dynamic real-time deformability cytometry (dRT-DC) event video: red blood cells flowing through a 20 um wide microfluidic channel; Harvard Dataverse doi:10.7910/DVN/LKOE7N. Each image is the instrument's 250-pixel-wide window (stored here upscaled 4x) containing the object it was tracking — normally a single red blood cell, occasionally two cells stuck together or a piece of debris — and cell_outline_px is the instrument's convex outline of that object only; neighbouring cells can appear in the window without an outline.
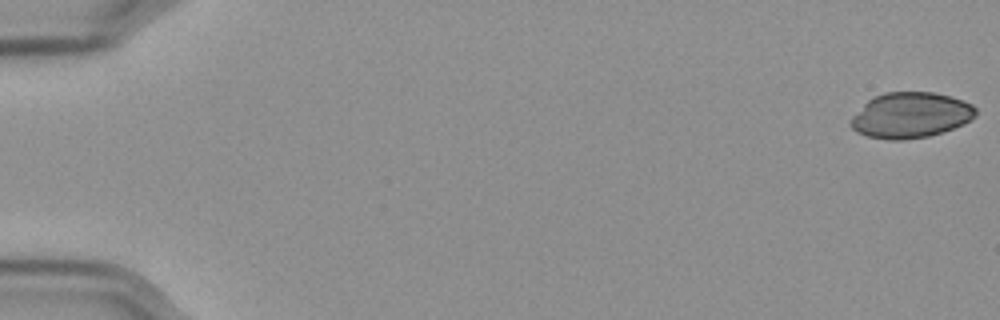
{"species": "Egyptian fruit bat (a non-hibernating species)", "species_latin": "Rousettus aegyptiacus", "temperature_condition": "cold", "stored_images_in_passage": 57, "camera_frame_rate_fps": 3000, "um_per_image_px": 0.085, "frame": {"image": 1, "passage_image": 1, "time_ms": 0.0, "image_size_px": [1000, 320], "cell_outline_px": [[976, 116], [964, 124], [928, 136], [900, 140], [888, 140], [868, 136], [856, 132], [848, 124], [848, 120], [872, 96], [884, 92], [932, 92], [952, 96], [964, 100], [972, 104], [976, 108]], "centroid_in_image_um": [77.38, 9.78], "position_along_channel_um": 7.6, "area_um2": 33.41}}
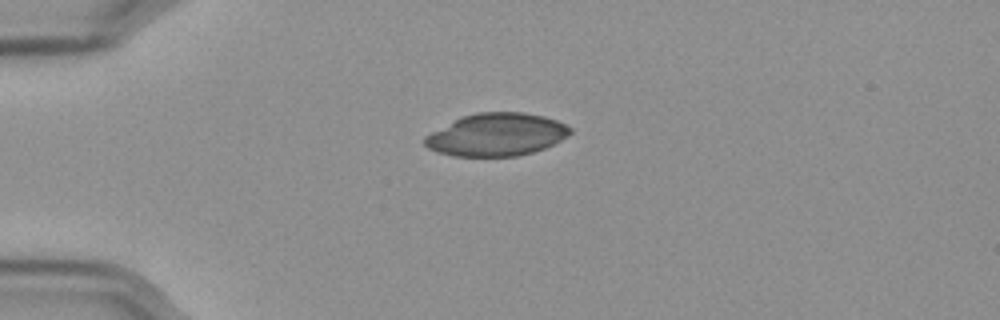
{"frame": {"image": 2, "passage_image": 15, "time_ms": 4.667, "image_size_px": [1000, 320], "cell_outline_px": [[572, 132], [568, 136], [544, 148], [532, 152], [516, 156], [452, 156], [428, 148], [424, 144], [424, 136], [460, 116], [476, 112], [524, 112], [544, 116], [556, 120], [572, 128]], "centroid_in_image_um": [42.19, 11.43], "position_along_channel_um": 42.8, "area_um2": 36.18}}